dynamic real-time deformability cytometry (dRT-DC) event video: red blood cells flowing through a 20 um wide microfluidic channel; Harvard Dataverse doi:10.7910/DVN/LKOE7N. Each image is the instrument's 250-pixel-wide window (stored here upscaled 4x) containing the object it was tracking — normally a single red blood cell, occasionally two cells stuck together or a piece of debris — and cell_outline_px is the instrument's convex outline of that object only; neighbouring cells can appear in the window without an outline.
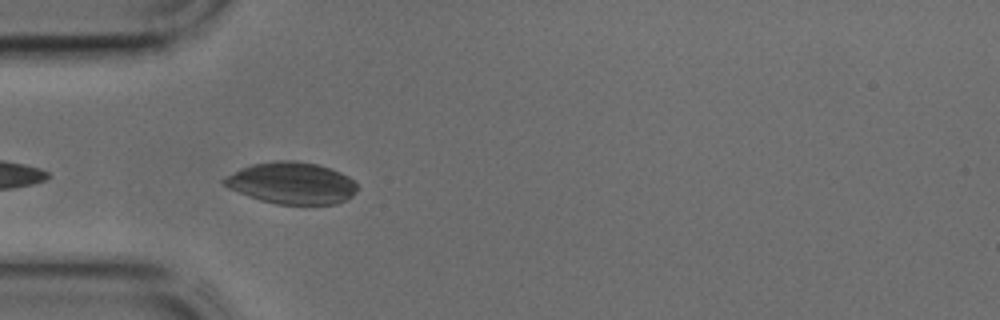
{"species": "common noctule bat (a hibernating species)", "species_latin": "Nyctalus noctula", "temperature_condition": "cold", "stored_images_in_passage": 8, "camera_frame_rate_fps": 3000, "um_per_image_px": 0.085, "animal": {"sex": "male", "body_mass_g": 17.9, "forearm_length_mm": 54.2}, "frame": {"image": 1, "passage_image": 5, "time_ms": 1.333, "image_size_px": [1000, 320], "cell_outline_px": [[360, 188], [352, 196], [336, 204], [276, 204], [260, 200], [248, 196], [228, 188], [220, 180], [252, 164], [276, 160], [296, 160], [316, 164], [332, 168], [348, 176]], "centroid_in_image_um": [24.83, 15.56], "position_along_channel_um": 60.2, "area_um2": 32.31}}